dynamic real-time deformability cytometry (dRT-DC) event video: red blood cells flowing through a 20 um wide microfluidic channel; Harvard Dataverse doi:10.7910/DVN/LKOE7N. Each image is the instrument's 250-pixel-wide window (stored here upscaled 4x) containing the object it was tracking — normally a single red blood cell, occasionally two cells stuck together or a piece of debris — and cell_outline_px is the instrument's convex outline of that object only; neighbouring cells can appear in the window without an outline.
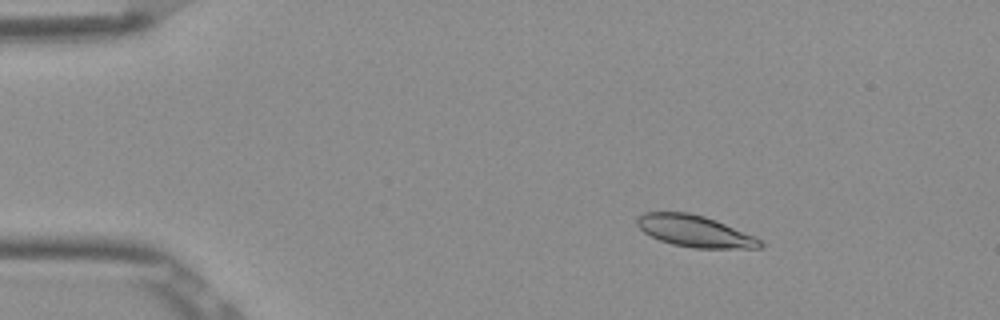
{"species": "Egyptian fruit bat (a non-hibernating species)", "species_latin": "Rousettus aegyptiacus", "temperature_condition": "room temperature", "stored_images_in_passage": 4, "camera_frame_rate_fps": 3000, "um_per_image_px": 0.085, "frame": {"image": 1, "passage_image": 2, "time_ms": 0.333, "image_size_px": [1000, 320], "cell_outline_px": [[764, 248], [692, 248], [672, 244], [660, 240], [644, 232], [636, 224], [636, 216], [644, 212], [688, 212], [704, 216], [756, 236], [764, 244]], "centroid_in_image_um": [59.06, 19.65], "position_along_channel_um": 25.9, "area_um2": 22.72}}